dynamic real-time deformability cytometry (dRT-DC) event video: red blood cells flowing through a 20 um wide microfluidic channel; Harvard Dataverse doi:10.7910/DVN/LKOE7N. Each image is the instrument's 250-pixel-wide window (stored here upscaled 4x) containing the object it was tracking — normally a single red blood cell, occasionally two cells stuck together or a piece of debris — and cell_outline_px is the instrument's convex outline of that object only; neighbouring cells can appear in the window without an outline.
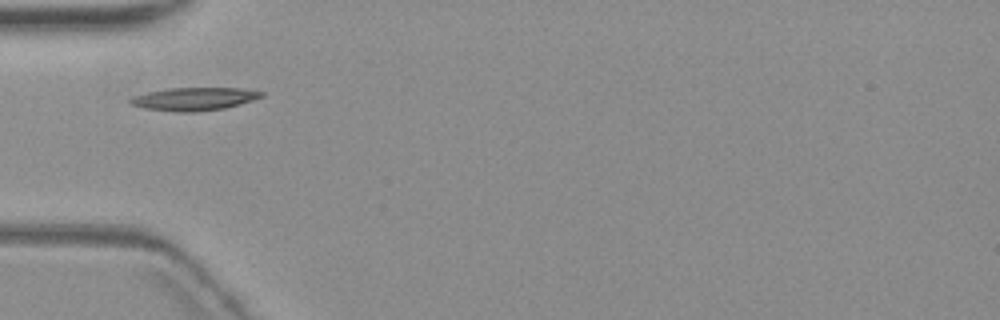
{"species": "common noctule bat (a hibernating species)", "species_latin": "Nyctalus noctula", "temperature_condition": "warm", "stored_images_in_passage": 5, "camera_frame_rate_fps": 3000, "um_per_image_px": 0.085, "animal": {"sex": "female", "body_mass_g": 19.3, "forearm_length_mm": 54.1}, "frame": {"image": 1, "passage_image": 2, "time_ms": 2.333, "image_size_px": [1000, 320], "cell_outline_px": [[264, 96], [240, 104], [224, 108], [196, 112], [176, 112], [144, 108], [132, 104], [128, 100], [132, 96], [148, 92], [168, 88], [240, 88], [264, 92]], "centroid_in_image_um": [16.5, 8.41], "position_along_channel_um": 68.5, "area_um2": 17.51}}
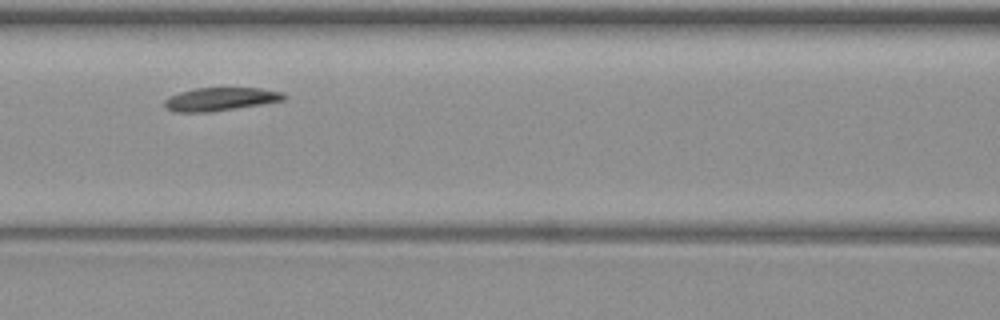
{"frame": {"image": 2, "passage_image": 4, "time_ms": 4.667, "image_size_px": [1000, 320], "cell_outline_px": [[288, 96], [284, 100], [236, 108], [208, 112], [172, 112], [164, 108], [164, 100], [168, 96], [192, 88], [260, 88], [284, 92]], "centroid_in_image_um": [18.69, 8.42], "position_along_channel_um": 147.9, "area_um2": 16.3}}
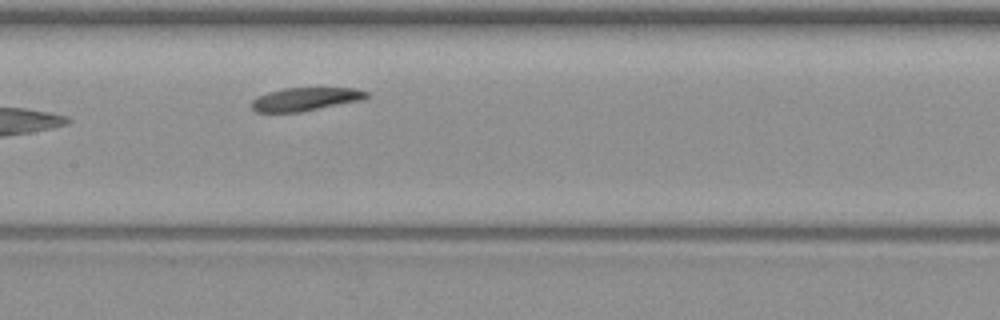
{"frame": {"image": 3, "passage_image": 5, "time_ms": 5.667, "image_size_px": [1000, 320], "cell_outline_px": [[368, 96], [364, 100], [300, 112], [256, 112], [252, 108], [252, 100], [268, 92], [284, 88], [356, 88], [368, 92]], "centroid_in_image_um": [26.0, 8.43], "position_along_channel_um": 181.4, "area_um2": 15.55}}